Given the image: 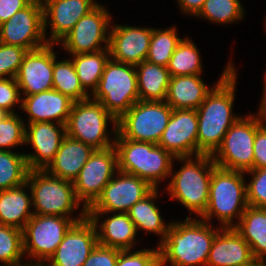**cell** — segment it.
Returning a JSON list of instances; mask_svg holds the SVG:
<instances>
[{
	"mask_svg": "<svg viewBox=\"0 0 266 266\" xmlns=\"http://www.w3.org/2000/svg\"><path fill=\"white\" fill-rule=\"evenodd\" d=\"M227 65L217 84L196 109L198 155H213L229 128L241 117L232 113L237 76L233 64L229 62Z\"/></svg>",
	"mask_w": 266,
	"mask_h": 266,
	"instance_id": "1",
	"label": "cell"
},
{
	"mask_svg": "<svg viewBox=\"0 0 266 266\" xmlns=\"http://www.w3.org/2000/svg\"><path fill=\"white\" fill-rule=\"evenodd\" d=\"M218 229H212L207 221L186 217L183 222H173L166 237L158 245L162 265L206 266L211 245Z\"/></svg>",
	"mask_w": 266,
	"mask_h": 266,
	"instance_id": "2",
	"label": "cell"
},
{
	"mask_svg": "<svg viewBox=\"0 0 266 266\" xmlns=\"http://www.w3.org/2000/svg\"><path fill=\"white\" fill-rule=\"evenodd\" d=\"M118 170L136 175L153 188L167 176H172L173 158L170 152L158 144L123 138L118 132L114 136Z\"/></svg>",
	"mask_w": 266,
	"mask_h": 266,
	"instance_id": "3",
	"label": "cell"
},
{
	"mask_svg": "<svg viewBox=\"0 0 266 266\" xmlns=\"http://www.w3.org/2000/svg\"><path fill=\"white\" fill-rule=\"evenodd\" d=\"M174 159L185 164L172 176L167 192L199 218L207 208L211 175L216 167L212 155H196V160L192 156Z\"/></svg>",
	"mask_w": 266,
	"mask_h": 266,
	"instance_id": "4",
	"label": "cell"
},
{
	"mask_svg": "<svg viewBox=\"0 0 266 266\" xmlns=\"http://www.w3.org/2000/svg\"><path fill=\"white\" fill-rule=\"evenodd\" d=\"M245 174L241 171L227 170L216 166L211 175L208 205L200 216L209 221L214 215L222 223V228L234 227L233 220H240L248 207Z\"/></svg>",
	"mask_w": 266,
	"mask_h": 266,
	"instance_id": "5",
	"label": "cell"
},
{
	"mask_svg": "<svg viewBox=\"0 0 266 266\" xmlns=\"http://www.w3.org/2000/svg\"><path fill=\"white\" fill-rule=\"evenodd\" d=\"M92 96L118 120L139 100L136 67L109 58Z\"/></svg>",
	"mask_w": 266,
	"mask_h": 266,
	"instance_id": "6",
	"label": "cell"
},
{
	"mask_svg": "<svg viewBox=\"0 0 266 266\" xmlns=\"http://www.w3.org/2000/svg\"><path fill=\"white\" fill-rule=\"evenodd\" d=\"M87 98L73 103L66 124V135L81 141L95 150L114 146L107 136V122L113 123V134L117 133V119L108 112L102 104L93 98Z\"/></svg>",
	"mask_w": 266,
	"mask_h": 266,
	"instance_id": "7",
	"label": "cell"
},
{
	"mask_svg": "<svg viewBox=\"0 0 266 266\" xmlns=\"http://www.w3.org/2000/svg\"><path fill=\"white\" fill-rule=\"evenodd\" d=\"M26 182L31 189L35 215L71 217L69 214L81 204L76 198L73 182L46 170H29Z\"/></svg>",
	"mask_w": 266,
	"mask_h": 266,
	"instance_id": "8",
	"label": "cell"
},
{
	"mask_svg": "<svg viewBox=\"0 0 266 266\" xmlns=\"http://www.w3.org/2000/svg\"><path fill=\"white\" fill-rule=\"evenodd\" d=\"M87 216V210L82 209L80 217H62L52 215H33L23 231L24 254L33 257L39 263H44L56 251L65 234L71 226Z\"/></svg>",
	"mask_w": 266,
	"mask_h": 266,
	"instance_id": "9",
	"label": "cell"
},
{
	"mask_svg": "<svg viewBox=\"0 0 266 266\" xmlns=\"http://www.w3.org/2000/svg\"><path fill=\"white\" fill-rule=\"evenodd\" d=\"M263 125L255 115L239 117L224 136L221 146L212 155L216 166L246 172L253 169V144L256 131Z\"/></svg>",
	"mask_w": 266,
	"mask_h": 266,
	"instance_id": "10",
	"label": "cell"
},
{
	"mask_svg": "<svg viewBox=\"0 0 266 266\" xmlns=\"http://www.w3.org/2000/svg\"><path fill=\"white\" fill-rule=\"evenodd\" d=\"M172 111L165 101L138 100L117 120V132L125 139L158 144Z\"/></svg>",
	"mask_w": 266,
	"mask_h": 266,
	"instance_id": "11",
	"label": "cell"
},
{
	"mask_svg": "<svg viewBox=\"0 0 266 266\" xmlns=\"http://www.w3.org/2000/svg\"><path fill=\"white\" fill-rule=\"evenodd\" d=\"M118 178H113L104 187L102 194L87 210V216L94 224H99L98 217L108 212L127 213L139 200L147 196L154 188L136 175L117 170Z\"/></svg>",
	"mask_w": 266,
	"mask_h": 266,
	"instance_id": "12",
	"label": "cell"
},
{
	"mask_svg": "<svg viewBox=\"0 0 266 266\" xmlns=\"http://www.w3.org/2000/svg\"><path fill=\"white\" fill-rule=\"evenodd\" d=\"M118 170L117 151L114 146L95 150L73 181L77 200L88 210L100 197L104 187Z\"/></svg>",
	"mask_w": 266,
	"mask_h": 266,
	"instance_id": "13",
	"label": "cell"
},
{
	"mask_svg": "<svg viewBox=\"0 0 266 266\" xmlns=\"http://www.w3.org/2000/svg\"><path fill=\"white\" fill-rule=\"evenodd\" d=\"M45 35L43 4L39 0H33L0 24V43L19 46L27 51L46 46Z\"/></svg>",
	"mask_w": 266,
	"mask_h": 266,
	"instance_id": "14",
	"label": "cell"
},
{
	"mask_svg": "<svg viewBox=\"0 0 266 266\" xmlns=\"http://www.w3.org/2000/svg\"><path fill=\"white\" fill-rule=\"evenodd\" d=\"M104 6L98 4L82 17L59 41L70 55L85 54L108 49L111 16ZM108 34V35H107ZM102 42L105 46L101 47Z\"/></svg>",
	"mask_w": 266,
	"mask_h": 266,
	"instance_id": "15",
	"label": "cell"
},
{
	"mask_svg": "<svg viewBox=\"0 0 266 266\" xmlns=\"http://www.w3.org/2000/svg\"><path fill=\"white\" fill-rule=\"evenodd\" d=\"M98 244L97 230L86 216L75 222L65 234L45 266H82Z\"/></svg>",
	"mask_w": 266,
	"mask_h": 266,
	"instance_id": "16",
	"label": "cell"
},
{
	"mask_svg": "<svg viewBox=\"0 0 266 266\" xmlns=\"http://www.w3.org/2000/svg\"><path fill=\"white\" fill-rule=\"evenodd\" d=\"M198 116L193 109H173L158 143L174 157L198 155Z\"/></svg>",
	"mask_w": 266,
	"mask_h": 266,
	"instance_id": "17",
	"label": "cell"
},
{
	"mask_svg": "<svg viewBox=\"0 0 266 266\" xmlns=\"http://www.w3.org/2000/svg\"><path fill=\"white\" fill-rule=\"evenodd\" d=\"M54 44L27 51L15 77L25 96L53 89Z\"/></svg>",
	"mask_w": 266,
	"mask_h": 266,
	"instance_id": "18",
	"label": "cell"
},
{
	"mask_svg": "<svg viewBox=\"0 0 266 266\" xmlns=\"http://www.w3.org/2000/svg\"><path fill=\"white\" fill-rule=\"evenodd\" d=\"M65 136L66 125L56 122L29 123L25 144L31 143L35 151V154H24L29 170H45L53 161Z\"/></svg>",
	"mask_w": 266,
	"mask_h": 266,
	"instance_id": "19",
	"label": "cell"
},
{
	"mask_svg": "<svg viewBox=\"0 0 266 266\" xmlns=\"http://www.w3.org/2000/svg\"><path fill=\"white\" fill-rule=\"evenodd\" d=\"M152 28L113 25L109 32L110 58L117 62L138 65L149 52Z\"/></svg>",
	"mask_w": 266,
	"mask_h": 266,
	"instance_id": "20",
	"label": "cell"
},
{
	"mask_svg": "<svg viewBox=\"0 0 266 266\" xmlns=\"http://www.w3.org/2000/svg\"><path fill=\"white\" fill-rule=\"evenodd\" d=\"M42 4L44 34L50 24L51 36L46 41L52 44L59 43L82 17L98 5L94 0H42Z\"/></svg>",
	"mask_w": 266,
	"mask_h": 266,
	"instance_id": "21",
	"label": "cell"
},
{
	"mask_svg": "<svg viewBox=\"0 0 266 266\" xmlns=\"http://www.w3.org/2000/svg\"><path fill=\"white\" fill-rule=\"evenodd\" d=\"M74 102L69 96L52 89L23 97L19 107L29 114L28 123L55 120L66 125Z\"/></svg>",
	"mask_w": 266,
	"mask_h": 266,
	"instance_id": "22",
	"label": "cell"
},
{
	"mask_svg": "<svg viewBox=\"0 0 266 266\" xmlns=\"http://www.w3.org/2000/svg\"><path fill=\"white\" fill-rule=\"evenodd\" d=\"M253 259L247 241L234 227H227L220 229L213 239L206 266H239Z\"/></svg>",
	"mask_w": 266,
	"mask_h": 266,
	"instance_id": "23",
	"label": "cell"
},
{
	"mask_svg": "<svg viewBox=\"0 0 266 266\" xmlns=\"http://www.w3.org/2000/svg\"><path fill=\"white\" fill-rule=\"evenodd\" d=\"M94 151L91 146L66 135L53 161L45 170L51 175L73 182Z\"/></svg>",
	"mask_w": 266,
	"mask_h": 266,
	"instance_id": "24",
	"label": "cell"
},
{
	"mask_svg": "<svg viewBox=\"0 0 266 266\" xmlns=\"http://www.w3.org/2000/svg\"><path fill=\"white\" fill-rule=\"evenodd\" d=\"M208 89L200 75L170 77L165 102L172 109L196 110L212 91Z\"/></svg>",
	"mask_w": 266,
	"mask_h": 266,
	"instance_id": "25",
	"label": "cell"
},
{
	"mask_svg": "<svg viewBox=\"0 0 266 266\" xmlns=\"http://www.w3.org/2000/svg\"><path fill=\"white\" fill-rule=\"evenodd\" d=\"M27 182L21 186L0 191V224L23 230L34 215L32 195L25 193Z\"/></svg>",
	"mask_w": 266,
	"mask_h": 266,
	"instance_id": "26",
	"label": "cell"
},
{
	"mask_svg": "<svg viewBox=\"0 0 266 266\" xmlns=\"http://www.w3.org/2000/svg\"><path fill=\"white\" fill-rule=\"evenodd\" d=\"M97 230L98 244L117 248L120 250H132L137 229L128 213L114 212V215L106 218L100 224H94ZM99 230V231H98Z\"/></svg>",
	"mask_w": 266,
	"mask_h": 266,
	"instance_id": "27",
	"label": "cell"
},
{
	"mask_svg": "<svg viewBox=\"0 0 266 266\" xmlns=\"http://www.w3.org/2000/svg\"><path fill=\"white\" fill-rule=\"evenodd\" d=\"M234 229L250 245L253 257L266 261V208L248 206Z\"/></svg>",
	"mask_w": 266,
	"mask_h": 266,
	"instance_id": "28",
	"label": "cell"
},
{
	"mask_svg": "<svg viewBox=\"0 0 266 266\" xmlns=\"http://www.w3.org/2000/svg\"><path fill=\"white\" fill-rule=\"evenodd\" d=\"M135 67L139 100L165 101L170 80V74L167 67L146 60L142 61Z\"/></svg>",
	"mask_w": 266,
	"mask_h": 266,
	"instance_id": "29",
	"label": "cell"
},
{
	"mask_svg": "<svg viewBox=\"0 0 266 266\" xmlns=\"http://www.w3.org/2000/svg\"><path fill=\"white\" fill-rule=\"evenodd\" d=\"M158 188H154L147 196L136 202L127 212L136 229L161 235L164 240L171 223L166 225L161 218L160 210L154 203L157 198Z\"/></svg>",
	"mask_w": 266,
	"mask_h": 266,
	"instance_id": "30",
	"label": "cell"
},
{
	"mask_svg": "<svg viewBox=\"0 0 266 266\" xmlns=\"http://www.w3.org/2000/svg\"><path fill=\"white\" fill-rule=\"evenodd\" d=\"M109 58V49L72 55V63L79 78V82L85 91L90 88L93 94L98 88L100 78Z\"/></svg>",
	"mask_w": 266,
	"mask_h": 266,
	"instance_id": "31",
	"label": "cell"
},
{
	"mask_svg": "<svg viewBox=\"0 0 266 266\" xmlns=\"http://www.w3.org/2000/svg\"><path fill=\"white\" fill-rule=\"evenodd\" d=\"M170 77L200 75L202 64L199 51L190 38L182 39L177 45L168 63Z\"/></svg>",
	"mask_w": 266,
	"mask_h": 266,
	"instance_id": "32",
	"label": "cell"
},
{
	"mask_svg": "<svg viewBox=\"0 0 266 266\" xmlns=\"http://www.w3.org/2000/svg\"><path fill=\"white\" fill-rule=\"evenodd\" d=\"M53 89L69 96L74 101L90 97L79 82L72 60L56 61L54 52Z\"/></svg>",
	"mask_w": 266,
	"mask_h": 266,
	"instance_id": "33",
	"label": "cell"
},
{
	"mask_svg": "<svg viewBox=\"0 0 266 266\" xmlns=\"http://www.w3.org/2000/svg\"><path fill=\"white\" fill-rule=\"evenodd\" d=\"M29 168L23 153L0 150V191L26 183Z\"/></svg>",
	"mask_w": 266,
	"mask_h": 266,
	"instance_id": "34",
	"label": "cell"
},
{
	"mask_svg": "<svg viewBox=\"0 0 266 266\" xmlns=\"http://www.w3.org/2000/svg\"><path fill=\"white\" fill-rule=\"evenodd\" d=\"M182 39L175 27L166 30L152 28L149 52L146 61L167 67L177 45Z\"/></svg>",
	"mask_w": 266,
	"mask_h": 266,
	"instance_id": "35",
	"label": "cell"
},
{
	"mask_svg": "<svg viewBox=\"0 0 266 266\" xmlns=\"http://www.w3.org/2000/svg\"><path fill=\"white\" fill-rule=\"evenodd\" d=\"M243 8L240 0H205L196 16L216 23L229 24L243 19Z\"/></svg>",
	"mask_w": 266,
	"mask_h": 266,
	"instance_id": "36",
	"label": "cell"
},
{
	"mask_svg": "<svg viewBox=\"0 0 266 266\" xmlns=\"http://www.w3.org/2000/svg\"><path fill=\"white\" fill-rule=\"evenodd\" d=\"M23 254V231L0 224V262L3 265L20 263Z\"/></svg>",
	"mask_w": 266,
	"mask_h": 266,
	"instance_id": "37",
	"label": "cell"
},
{
	"mask_svg": "<svg viewBox=\"0 0 266 266\" xmlns=\"http://www.w3.org/2000/svg\"><path fill=\"white\" fill-rule=\"evenodd\" d=\"M27 125L15 114H8L0 121V150L11 151L12 147L25 144Z\"/></svg>",
	"mask_w": 266,
	"mask_h": 266,
	"instance_id": "38",
	"label": "cell"
},
{
	"mask_svg": "<svg viewBox=\"0 0 266 266\" xmlns=\"http://www.w3.org/2000/svg\"><path fill=\"white\" fill-rule=\"evenodd\" d=\"M244 173L252 175V180L246 185L248 206L266 208V168L251 169Z\"/></svg>",
	"mask_w": 266,
	"mask_h": 266,
	"instance_id": "39",
	"label": "cell"
},
{
	"mask_svg": "<svg viewBox=\"0 0 266 266\" xmlns=\"http://www.w3.org/2000/svg\"><path fill=\"white\" fill-rule=\"evenodd\" d=\"M26 53L22 47L0 43V78H15Z\"/></svg>",
	"mask_w": 266,
	"mask_h": 266,
	"instance_id": "40",
	"label": "cell"
},
{
	"mask_svg": "<svg viewBox=\"0 0 266 266\" xmlns=\"http://www.w3.org/2000/svg\"><path fill=\"white\" fill-rule=\"evenodd\" d=\"M160 263L159 248L139 251L120 250L116 266H157Z\"/></svg>",
	"mask_w": 266,
	"mask_h": 266,
	"instance_id": "41",
	"label": "cell"
},
{
	"mask_svg": "<svg viewBox=\"0 0 266 266\" xmlns=\"http://www.w3.org/2000/svg\"><path fill=\"white\" fill-rule=\"evenodd\" d=\"M21 92L15 78H0V108L15 114L14 105L22 102Z\"/></svg>",
	"mask_w": 266,
	"mask_h": 266,
	"instance_id": "42",
	"label": "cell"
},
{
	"mask_svg": "<svg viewBox=\"0 0 266 266\" xmlns=\"http://www.w3.org/2000/svg\"><path fill=\"white\" fill-rule=\"evenodd\" d=\"M120 249L97 244L82 266H116Z\"/></svg>",
	"mask_w": 266,
	"mask_h": 266,
	"instance_id": "43",
	"label": "cell"
},
{
	"mask_svg": "<svg viewBox=\"0 0 266 266\" xmlns=\"http://www.w3.org/2000/svg\"><path fill=\"white\" fill-rule=\"evenodd\" d=\"M253 169L266 168V125L263 124L257 131L253 144Z\"/></svg>",
	"mask_w": 266,
	"mask_h": 266,
	"instance_id": "44",
	"label": "cell"
},
{
	"mask_svg": "<svg viewBox=\"0 0 266 266\" xmlns=\"http://www.w3.org/2000/svg\"><path fill=\"white\" fill-rule=\"evenodd\" d=\"M33 0H0V24L8 21L17 11L28 6Z\"/></svg>",
	"mask_w": 266,
	"mask_h": 266,
	"instance_id": "45",
	"label": "cell"
},
{
	"mask_svg": "<svg viewBox=\"0 0 266 266\" xmlns=\"http://www.w3.org/2000/svg\"><path fill=\"white\" fill-rule=\"evenodd\" d=\"M181 10L190 15H197L202 9L205 0H177Z\"/></svg>",
	"mask_w": 266,
	"mask_h": 266,
	"instance_id": "46",
	"label": "cell"
},
{
	"mask_svg": "<svg viewBox=\"0 0 266 266\" xmlns=\"http://www.w3.org/2000/svg\"><path fill=\"white\" fill-rule=\"evenodd\" d=\"M264 91H263V99L261 100V106L259 108V112L256 115L261 122L266 124V73H265V80H264Z\"/></svg>",
	"mask_w": 266,
	"mask_h": 266,
	"instance_id": "47",
	"label": "cell"
},
{
	"mask_svg": "<svg viewBox=\"0 0 266 266\" xmlns=\"http://www.w3.org/2000/svg\"><path fill=\"white\" fill-rule=\"evenodd\" d=\"M265 262L266 261L254 258L251 262L239 266H266Z\"/></svg>",
	"mask_w": 266,
	"mask_h": 266,
	"instance_id": "48",
	"label": "cell"
},
{
	"mask_svg": "<svg viewBox=\"0 0 266 266\" xmlns=\"http://www.w3.org/2000/svg\"><path fill=\"white\" fill-rule=\"evenodd\" d=\"M2 266H45V264L44 263H39V262H35L34 264H33V262L32 263L29 262V264L28 263L22 264L20 262V263L13 264V265H2Z\"/></svg>",
	"mask_w": 266,
	"mask_h": 266,
	"instance_id": "49",
	"label": "cell"
},
{
	"mask_svg": "<svg viewBox=\"0 0 266 266\" xmlns=\"http://www.w3.org/2000/svg\"><path fill=\"white\" fill-rule=\"evenodd\" d=\"M9 113L0 108V121L4 119Z\"/></svg>",
	"mask_w": 266,
	"mask_h": 266,
	"instance_id": "50",
	"label": "cell"
}]
</instances>
